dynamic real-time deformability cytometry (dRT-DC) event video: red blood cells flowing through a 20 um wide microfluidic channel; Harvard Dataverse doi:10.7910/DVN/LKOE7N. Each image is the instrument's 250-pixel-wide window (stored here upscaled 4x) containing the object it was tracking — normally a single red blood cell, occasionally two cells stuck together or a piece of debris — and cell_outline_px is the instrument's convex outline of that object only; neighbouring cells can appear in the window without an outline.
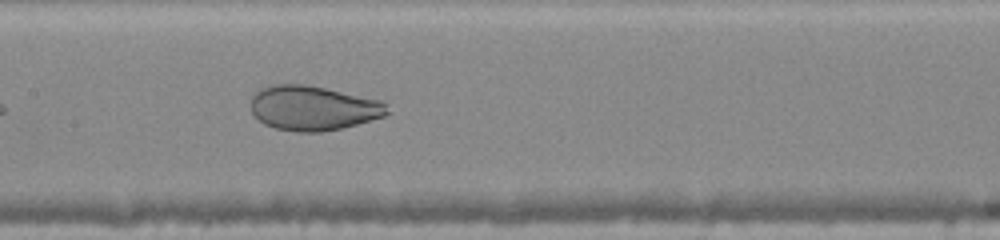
{"species": "human", "species_latin": "Homo sapiens", "temperature_condition": "warm", "stored_images_in_passage": 31, "camera_frame_rate_fps": 3000, "um_per_image_px": 0.085, "donor": {"sex": "female"}, "frame": {"image": 1, "passage_image": 10, "time_ms": 3.0, "image_size_px": [1000, 240], "cell_outline_px": [[388, 112], [384, 116], [356, 124], [340, 128], [320, 132], [296, 132], [276, 128], [264, 124], [252, 112], [252, 96], [260, 88], [272, 84], [304, 84], [324, 88], [380, 100], [388, 104]], "centroid_in_image_um": [26.6, 9.18], "position_along_channel_um": 180.8, "area_um2": 35.2}}
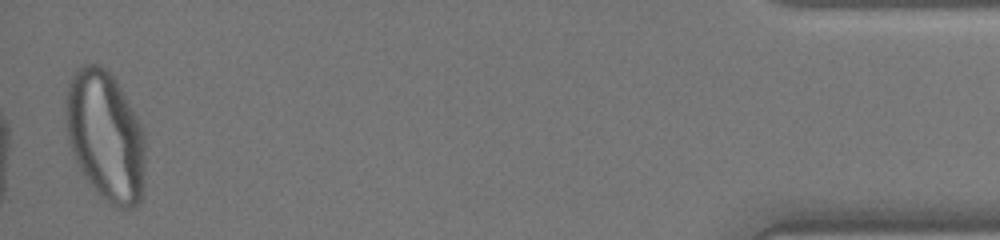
{"frame": {"image": 2, "passage_image": 31, "time_ms": 10.0, "image_size_px": [1000, 240], "cell_outline_px": [[144, 184], [140, 204], [136, 208], [120, 208], [108, 204], [96, 192], [84, 176], [72, 152], [68, 140], [64, 112], [64, 108], [68, 84], [72, 76], [84, 64], [104, 64], [116, 80], [140, 124], [144, 132]], "centroid_in_image_um": [8.96, 11.58], "position_along_channel_um": 426.2, "area_um2": 60.63}}